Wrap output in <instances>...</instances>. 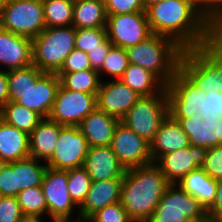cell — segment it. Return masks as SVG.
<instances>
[{"mask_svg":"<svg viewBox=\"0 0 222 222\" xmlns=\"http://www.w3.org/2000/svg\"><path fill=\"white\" fill-rule=\"evenodd\" d=\"M145 11L151 32L183 50L208 45L219 36L202 17L197 0H163Z\"/></svg>","mask_w":222,"mask_h":222,"instance_id":"6da1fadb","label":"cell"},{"mask_svg":"<svg viewBox=\"0 0 222 222\" xmlns=\"http://www.w3.org/2000/svg\"><path fill=\"white\" fill-rule=\"evenodd\" d=\"M170 183L154 163L126 169L121 204L133 222H148Z\"/></svg>","mask_w":222,"mask_h":222,"instance_id":"7a4b0ae2","label":"cell"},{"mask_svg":"<svg viewBox=\"0 0 222 222\" xmlns=\"http://www.w3.org/2000/svg\"><path fill=\"white\" fill-rule=\"evenodd\" d=\"M169 115L172 118H190L201 115L203 119L213 116L220 121L222 94L200 91L179 69L166 85Z\"/></svg>","mask_w":222,"mask_h":222,"instance_id":"3957f363","label":"cell"},{"mask_svg":"<svg viewBox=\"0 0 222 222\" xmlns=\"http://www.w3.org/2000/svg\"><path fill=\"white\" fill-rule=\"evenodd\" d=\"M179 70L200 91L222 94V35L208 45L183 50Z\"/></svg>","mask_w":222,"mask_h":222,"instance_id":"277c9868","label":"cell"},{"mask_svg":"<svg viewBox=\"0 0 222 222\" xmlns=\"http://www.w3.org/2000/svg\"><path fill=\"white\" fill-rule=\"evenodd\" d=\"M129 63L155 74L165 85L179 69L183 49L173 40L152 33L144 41L126 49Z\"/></svg>","mask_w":222,"mask_h":222,"instance_id":"5b68a950","label":"cell"},{"mask_svg":"<svg viewBox=\"0 0 222 222\" xmlns=\"http://www.w3.org/2000/svg\"><path fill=\"white\" fill-rule=\"evenodd\" d=\"M75 49V27H46L32 39L33 64L44 73H58Z\"/></svg>","mask_w":222,"mask_h":222,"instance_id":"8992f818","label":"cell"},{"mask_svg":"<svg viewBox=\"0 0 222 222\" xmlns=\"http://www.w3.org/2000/svg\"><path fill=\"white\" fill-rule=\"evenodd\" d=\"M168 115V98L164 88L159 94L140 97L121 122L150 143Z\"/></svg>","mask_w":222,"mask_h":222,"instance_id":"52a82bcc","label":"cell"},{"mask_svg":"<svg viewBox=\"0 0 222 222\" xmlns=\"http://www.w3.org/2000/svg\"><path fill=\"white\" fill-rule=\"evenodd\" d=\"M208 220L201 203L176 184H170L148 222H203Z\"/></svg>","mask_w":222,"mask_h":222,"instance_id":"ba28073f","label":"cell"},{"mask_svg":"<svg viewBox=\"0 0 222 222\" xmlns=\"http://www.w3.org/2000/svg\"><path fill=\"white\" fill-rule=\"evenodd\" d=\"M0 28L35 38L46 28L42 0H9L0 13Z\"/></svg>","mask_w":222,"mask_h":222,"instance_id":"9c48e42d","label":"cell"},{"mask_svg":"<svg viewBox=\"0 0 222 222\" xmlns=\"http://www.w3.org/2000/svg\"><path fill=\"white\" fill-rule=\"evenodd\" d=\"M89 144L79 126H63L52 156L45 162L55 170L81 168L89 152Z\"/></svg>","mask_w":222,"mask_h":222,"instance_id":"30bf717a","label":"cell"},{"mask_svg":"<svg viewBox=\"0 0 222 222\" xmlns=\"http://www.w3.org/2000/svg\"><path fill=\"white\" fill-rule=\"evenodd\" d=\"M105 29L112 45L123 49L135 46L152 34L146 11L107 15Z\"/></svg>","mask_w":222,"mask_h":222,"instance_id":"8fae6325","label":"cell"},{"mask_svg":"<svg viewBox=\"0 0 222 222\" xmlns=\"http://www.w3.org/2000/svg\"><path fill=\"white\" fill-rule=\"evenodd\" d=\"M96 96L65 89L60 84L48 118L63 126H79L97 107Z\"/></svg>","mask_w":222,"mask_h":222,"instance_id":"7c38bea8","label":"cell"},{"mask_svg":"<svg viewBox=\"0 0 222 222\" xmlns=\"http://www.w3.org/2000/svg\"><path fill=\"white\" fill-rule=\"evenodd\" d=\"M41 188L51 220L71 218L74 212L79 217V207L72 201L68 191L67 171L47 167Z\"/></svg>","mask_w":222,"mask_h":222,"instance_id":"4fadbf2b","label":"cell"},{"mask_svg":"<svg viewBox=\"0 0 222 222\" xmlns=\"http://www.w3.org/2000/svg\"><path fill=\"white\" fill-rule=\"evenodd\" d=\"M111 147L125 169L152 163L150 143L121 121L115 128Z\"/></svg>","mask_w":222,"mask_h":222,"instance_id":"5bb4252c","label":"cell"},{"mask_svg":"<svg viewBox=\"0 0 222 222\" xmlns=\"http://www.w3.org/2000/svg\"><path fill=\"white\" fill-rule=\"evenodd\" d=\"M207 149L190 145L160 156L154 163L170 184H177L189 172L202 167Z\"/></svg>","mask_w":222,"mask_h":222,"instance_id":"9a60e30c","label":"cell"},{"mask_svg":"<svg viewBox=\"0 0 222 222\" xmlns=\"http://www.w3.org/2000/svg\"><path fill=\"white\" fill-rule=\"evenodd\" d=\"M140 97L120 79H102L96 96L97 108L121 121Z\"/></svg>","mask_w":222,"mask_h":222,"instance_id":"2e32d148","label":"cell"},{"mask_svg":"<svg viewBox=\"0 0 222 222\" xmlns=\"http://www.w3.org/2000/svg\"><path fill=\"white\" fill-rule=\"evenodd\" d=\"M60 86V78L56 73H44L15 102L38 113L42 118H48Z\"/></svg>","mask_w":222,"mask_h":222,"instance_id":"e0dca14e","label":"cell"},{"mask_svg":"<svg viewBox=\"0 0 222 222\" xmlns=\"http://www.w3.org/2000/svg\"><path fill=\"white\" fill-rule=\"evenodd\" d=\"M2 64L4 71L33 64L32 39L0 28V66Z\"/></svg>","mask_w":222,"mask_h":222,"instance_id":"ac0fdd59","label":"cell"},{"mask_svg":"<svg viewBox=\"0 0 222 222\" xmlns=\"http://www.w3.org/2000/svg\"><path fill=\"white\" fill-rule=\"evenodd\" d=\"M83 168L93 181L123 179L126 169L109 146L90 147Z\"/></svg>","mask_w":222,"mask_h":222,"instance_id":"d6986e66","label":"cell"},{"mask_svg":"<svg viewBox=\"0 0 222 222\" xmlns=\"http://www.w3.org/2000/svg\"><path fill=\"white\" fill-rule=\"evenodd\" d=\"M189 146V138L181 124L168 115L150 142V155L152 161L155 162L162 155Z\"/></svg>","mask_w":222,"mask_h":222,"instance_id":"ffe728a7","label":"cell"},{"mask_svg":"<svg viewBox=\"0 0 222 222\" xmlns=\"http://www.w3.org/2000/svg\"><path fill=\"white\" fill-rule=\"evenodd\" d=\"M120 120L97 107L80 123L79 128L90 147L109 146Z\"/></svg>","mask_w":222,"mask_h":222,"instance_id":"44dd1931","label":"cell"},{"mask_svg":"<svg viewBox=\"0 0 222 222\" xmlns=\"http://www.w3.org/2000/svg\"><path fill=\"white\" fill-rule=\"evenodd\" d=\"M123 179L93 181L87 198L79 208V216L89 219L105 206L121 201V187Z\"/></svg>","mask_w":222,"mask_h":222,"instance_id":"7402d4cb","label":"cell"},{"mask_svg":"<svg viewBox=\"0 0 222 222\" xmlns=\"http://www.w3.org/2000/svg\"><path fill=\"white\" fill-rule=\"evenodd\" d=\"M63 125L43 118L29 134L30 157L46 162L53 154Z\"/></svg>","mask_w":222,"mask_h":222,"instance_id":"603a6c76","label":"cell"},{"mask_svg":"<svg viewBox=\"0 0 222 222\" xmlns=\"http://www.w3.org/2000/svg\"><path fill=\"white\" fill-rule=\"evenodd\" d=\"M181 124L182 129L185 131L189 138L190 145L210 149L219 146V137H217L214 129L217 126L213 116H208L207 119L199 114L190 118H173Z\"/></svg>","mask_w":222,"mask_h":222,"instance_id":"cb8c5ba5","label":"cell"},{"mask_svg":"<svg viewBox=\"0 0 222 222\" xmlns=\"http://www.w3.org/2000/svg\"><path fill=\"white\" fill-rule=\"evenodd\" d=\"M30 157L29 135L0 121V163H9Z\"/></svg>","mask_w":222,"mask_h":222,"instance_id":"d4e9b609","label":"cell"},{"mask_svg":"<svg viewBox=\"0 0 222 222\" xmlns=\"http://www.w3.org/2000/svg\"><path fill=\"white\" fill-rule=\"evenodd\" d=\"M176 185L196 198L207 211L216 197L217 181L199 167L185 175Z\"/></svg>","mask_w":222,"mask_h":222,"instance_id":"484cf974","label":"cell"},{"mask_svg":"<svg viewBox=\"0 0 222 222\" xmlns=\"http://www.w3.org/2000/svg\"><path fill=\"white\" fill-rule=\"evenodd\" d=\"M120 80L141 97L159 94L166 85L151 71L129 63Z\"/></svg>","mask_w":222,"mask_h":222,"instance_id":"4316f807","label":"cell"},{"mask_svg":"<svg viewBox=\"0 0 222 222\" xmlns=\"http://www.w3.org/2000/svg\"><path fill=\"white\" fill-rule=\"evenodd\" d=\"M104 4L90 0H74L72 26L75 28H101L106 26Z\"/></svg>","mask_w":222,"mask_h":222,"instance_id":"83f0119b","label":"cell"},{"mask_svg":"<svg viewBox=\"0 0 222 222\" xmlns=\"http://www.w3.org/2000/svg\"><path fill=\"white\" fill-rule=\"evenodd\" d=\"M28 157L13 161V171H16L17 195L20 191L31 187H41L47 169L45 162Z\"/></svg>","mask_w":222,"mask_h":222,"instance_id":"f1b7e54d","label":"cell"},{"mask_svg":"<svg viewBox=\"0 0 222 222\" xmlns=\"http://www.w3.org/2000/svg\"><path fill=\"white\" fill-rule=\"evenodd\" d=\"M1 119L6 124L29 135L43 118L27 107L21 106L16 102L8 101L1 108Z\"/></svg>","mask_w":222,"mask_h":222,"instance_id":"f546056e","label":"cell"},{"mask_svg":"<svg viewBox=\"0 0 222 222\" xmlns=\"http://www.w3.org/2000/svg\"><path fill=\"white\" fill-rule=\"evenodd\" d=\"M57 76L60 78V84L65 89L86 94H97L102 81L99 72L95 69L78 72H58Z\"/></svg>","mask_w":222,"mask_h":222,"instance_id":"4dcf8cb0","label":"cell"},{"mask_svg":"<svg viewBox=\"0 0 222 222\" xmlns=\"http://www.w3.org/2000/svg\"><path fill=\"white\" fill-rule=\"evenodd\" d=\"M44 74L34 64L7 71L8 101L15 102Z\"/></svg>","mask_w":222,"mask_h":222,"instance_id":"1f68e13d","label":"cell"},{"mask_svg":"<svg viewBox=\"0 0 222 222\" xmlns=\"http://www.w3.org/2000/svg\"><path fill=\"white\" fill-rule=\"evenodd\" d=\"M23 215L29 220H43L47 215V202L41 187L22 190L16 196Z\"/></svg>","mask_w":222,"mask_h":222,"instance_id":"d6a6232c","label":"cell"},{"mask_svg":"<svg viewBox=\"0 0 222 222\" xmlns=\"http://www.w3.org/2000/svg\"><path fill=\"white\" fill-rule=\"evenodd\" d=\"M46 27L72 26L74 0H42Z\"/></svg>","mask_w":222,"mask_h":222,"instance_id":"836d02e7","label":"cell"},{"mask_svg":"<svg viewBox=\"0 0 222 222\" xmlns=\"http://www.w3.org/2000/svg\"><path fill=\"white\" fill-rule=\"evenodd\" d=\"M67 176L71 199L80 208L87 198L92 180L83 167L67 170Z\"/></svg>","mask_w":222,"mask_h":222,"instance_id":"e575fe53","label":"cell"},{"mask_svg":"<svg viewBox=\"0 0 222 222\" xmlns=\"http://www.w3.org/2000/svg\"><path fill=\"white\" fill-rule=\"evenodd\" d=\"M129 64L126 49L118 46H111L102 67L98 70L100 79L102 73L112 77V80H118L122 77Z\"/></svg>","mask_w":222,"mask_h":222,"instance_id":"d590c367","label":"cell"},{"mask_svg":"<svg viewBox=\"0 0 222 222\" xmlns=\"http://www.w3.org/2000/svg\"><path fill=\"white\" fill-rule=\"evenodd\" d=\"M107 38L105 27L75 28V48L85 53L94 48H101Z\"/></svg>","mask_w":222,"mask_h":222,"instance_id":"8d00e7d4","label":"cell"},{"mask_svg":"<svg viewBox=\"0 0 222 222\" xmlns=\"http://www.w3.org/2000/svg\"><path fill=\"white\" fill-rule=\"evenodd\" d=\"M199 9L202 17L222 35V0H202Z\"/></svg>","mask_w":222,"mask_h":222,"instance_id":"74e56055","label":"cell"},{"mask_svg":"<svg viewBox=\"0 0 222 222\" xmlns=\"http://www.w3.org/2000/svg\"><path fill=\"white\" fill-rule=\"evenodd\" d=\"M89 222H133L121 202L105 206L97 211L89 219Z\"/></svg>","mask_w":222,"mask_h":222,"instance_id":"f35d334b","label":"cell"},{"mask_svg":"<svg viewBox=\"0 0 222 222\" xmlns=\"http://www.w3.org/2000/svg\"><path fill=\"white\" fill-rule=\"evenodd\" d=\"M17 197L1 196L0 198V222H25Z\"/></svg>","mask_w":222,"mask_h":222,"instance_id":"ab89813d","label":"cell"},{"mask_svg":"<svg viewBox=\"0 0 222 222\" xmlns=\"http://www.w3.org/2000/svg\"><path fill=\"white\" fill-rule=\"evenodd\" d=\"M0 194L1 196H17L16 171H13V162L0 163Z\"/></svg>","mask_w":222,"mask_h":222,"instance_id":"60d3db41","label":"cell"},{"mask_svg":"<svg viewBox=\"0 0 222 222\" xmlns=\"http://www.w3.org/2000/svg\"><path fill=\"white\" fill-rule=\"evenodd\" d=\"M202 168L216 181L222 179V145L207 149Z\"/></svg>","mask_w":222,"mask_h":222,"instance_id":"b9f144b4","label":"cell"},{"mask_svg":"<svg viewBox=\"0 0 222 222\" xmlns=\"http://www.w3.org/2000/svg\"><path fill=\"white\" fill-rule=\"evenodd\" d=\"M92 69L87 53L74 49L66 57V60L59 72H78Z\"/></svg>","mask_w":222,"mask_h":222,"instance_id":"7bdbcfd3","label":"cell"},{"mask_svg":"<svg viewBox=\"0 0 222 222\" xmlns=\"http://www.w3.org/2000/svg\"><path fill=\"white\" fill-rule=\"evenodd\" d=\"M105 7L107 15L145 11L143 0H108Z\"/></svg>","mask_w":222,"mask_h":222,"instance_id":"ee69618b","label":"cell"},{"mask_svg":"<svg viewBox=\"0 0 222 222\" xmlns=\"http://www.w3.org/2000/svg\"><path fill=\"white\" fill-rule=\"evenodd\" d=\"M111 46H112V43L107 38L101 44V48H94L87 52L92 69H95L98 71L102 67L104 59L106 58V55L108 54V51Z\"/></svg>","mask_w":222,"mask_h":222,"instance_id":"f6af8a7d","label":"cell"},{"mask_svg":"<svg viewBox=\"0 0 222 222\" xmlns=\"http://www.w3.org/2000/svg\"><path fill=\"white\" fill-rule=\"evenodd\" d=\"M207 215L211 222H222V179L217 181L216 197Z\"/></svg>","mask_w":222,"mask_h":222,"instance_id":"bcb514c9","label":"cell"},{"mask_svg":"<svg viewBox=\"0 0 222 222\" xmlns=\"http://www.w3.org/2000/svg\"><path fill=\"white\" fill-rule=\"evenodd\" d=\"M8 102L7 71L0 69V108Z\"/></svg>","mask_w":222,"mask_h":222,"instance_id":"7dc6e473","label":"cell"},{"mask_svg":"<svg viewBox=\"0 0 222 222\" xmlns=\"http://www.w3.org/2000/svg\"><path fill=\"white\" fill-rule=\"evenodd\" d=\"M51 222H89V220L77 216L75 220L72 218H64V219H52Z\"/></svg>","mask_w":222,"mask_h":222,"instance_id":"c3c4849f","label":"cell"},{"mask_svg":"<svg viewBox=\"0 0 222 222\" xmlns=\"http://www.w3.org/2000/svg\"><path fill=\"white\" fill-rule=\"evenodd\" d=\"M217 137H219V146L222 145V113H220V121H218L216 128Z\"/></svg>","mask_w":222,"mask_h":222,"instance_id":"681fc988","label":"cell"},{"mask_svg":"<svg viewBox=\"0 0 222 222\" xmlns=\"http://www.w3.org/2000/svg\"><path fill=\"white\" fill-rule=\"evenodd\" d=\"M163 0H143L144 9L146 10L149 6L155 5Z\"/></svg>","mask_w":222,"mask_h":222,"instance_id":"f907efd6","label":"cell"},{"mask_svg":"<svg viewBox=\"0 0 222 222\" xmlns=\"http://www.w3.org/2000/svg\"><path fill=\"white\" fill-rule=\"evenodd\" d=\"M9 0H0V13Z\"/></svg>","mask_w":222,"mask_h":222,"instance_id":"816d5d0a","label":"cell"},{"mask_svg":"<svg viewBox=\"0 0 222 222\" xmlns=\"http://www.w3.org/2000/svg\"><path fill=\"white\" fill-rule=\"evenodd\" d=\"M90 1L99 2L105 5L108 0H90Z\"/></svg>","mask_w":222,"mask_h":222,"instance_id":"f5cc1de1","label":"cell"},{"mask_svg":"<svg viewBox=\"0 0 222 222\" xmlns=\"http://www.w3.org/2000/svg\"><path fill=\"white\" fill-rule=\"evenodd\" d=\"M25 222H44L43 220H29L27 219Z\"/></svg>","mask_w":222,"mask_h":222,"instance_id":"db71d44e","label":"cell"}]
</instances>
